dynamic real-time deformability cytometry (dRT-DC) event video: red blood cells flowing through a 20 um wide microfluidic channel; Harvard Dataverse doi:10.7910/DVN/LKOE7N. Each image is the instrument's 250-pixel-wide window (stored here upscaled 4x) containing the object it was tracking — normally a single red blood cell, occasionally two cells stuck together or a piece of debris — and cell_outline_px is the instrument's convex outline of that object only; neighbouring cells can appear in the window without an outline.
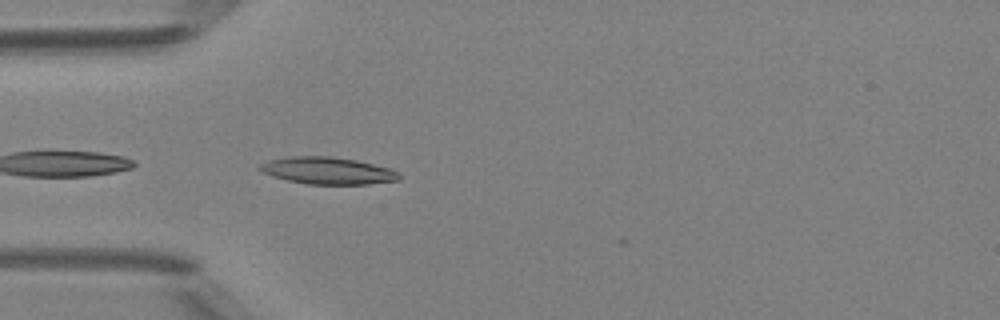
{"species": "Egyptian fruit bat (a non-hibernating species)", "species_latin": "Rousettus aegyptiacus", "temperature_condition": "room temperature", "stored_images_in_passage": 5, "camera_frame_rate_fps": 3000, "um_per_image_px": 0.085, "animal": {"sex": "female"}, "frame": {"image": 1, "passage_image": 4, "time_ms": 1.0, "image_size_px": [1000, 320], "cell_outline_px": [[400, 180], [368, 184], [308, 184], [288, 180], [272, 176], [256, 168], [260, 164], [268, 160], [292, 156], [332, 156], [356, 160], [388, 168], [396, 172], [400, 176]], "centroid_in_image_um": [27.82, 14.5], "position_along_channel_um": 57.2, "area_um2": 21.79}}